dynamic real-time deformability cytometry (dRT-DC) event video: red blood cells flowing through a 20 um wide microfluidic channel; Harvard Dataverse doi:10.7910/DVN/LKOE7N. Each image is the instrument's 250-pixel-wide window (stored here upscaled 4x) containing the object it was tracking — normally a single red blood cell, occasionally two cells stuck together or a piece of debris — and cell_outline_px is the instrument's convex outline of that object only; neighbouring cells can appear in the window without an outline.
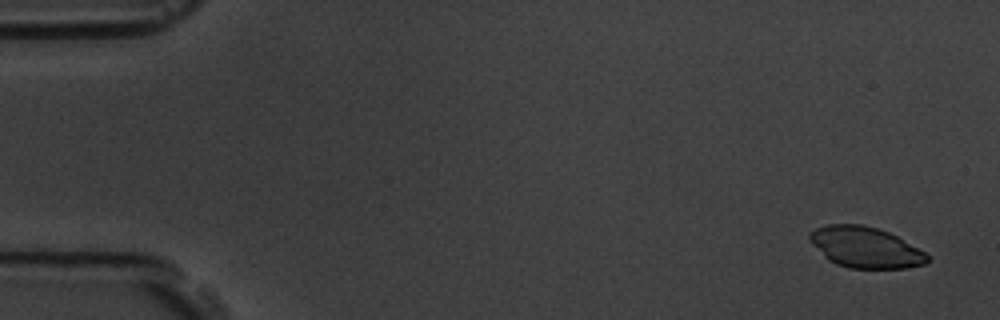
{"species": "common noctule bat (a hibernating species)", "species_latin": "Nyctalus noctula", "temperature_condition": "room temperature", "stored_images_in_passage": 6, "camera_frame_rate_fps": 3000, "um_per_image_px": 0.085, "animal": {"sex": "male", "body_mass_g": 19.5, "forearm_length_mm": 54.6}, "frame": {"image": 1, "passage_image": 1, "time_ms": 0.0, "image_size_px": [1000, 320], "cell_outline_px": [[928, 260], [924, 264], [908, 268], [848, 268], [836, 264], [828, 260], [808, 240], [808, 236], [816, 228], [828, 224], [860, 224], [876, 228], [888, 232], [896, 236], [924, 252], [928, 256]], "centroid_in_image_um": [73.52, 21.03], "position_along_channel_um": 11.5, "area_um2": 27.74}}